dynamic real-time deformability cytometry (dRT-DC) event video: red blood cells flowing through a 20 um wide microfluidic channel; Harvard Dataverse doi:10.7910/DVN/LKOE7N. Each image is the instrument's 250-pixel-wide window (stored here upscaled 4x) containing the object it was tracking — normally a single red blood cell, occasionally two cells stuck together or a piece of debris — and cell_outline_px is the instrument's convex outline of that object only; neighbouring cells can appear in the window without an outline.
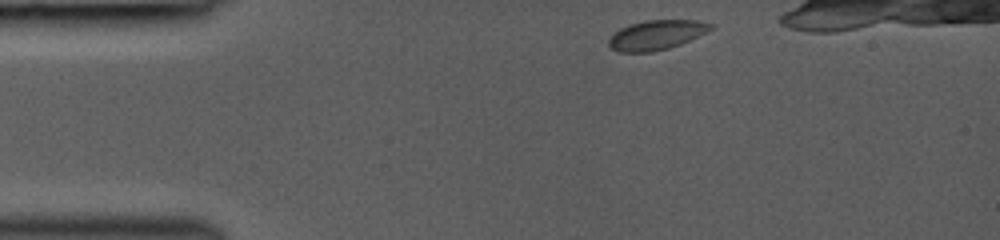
{"species": "common noctule bat (a hibernating species)", "species_latin": "Nyctalus noctula", "temperature_condition": "room temperature", "stored_images_in_passage": 4, "camera_frame_rate_fps": 3000, "um_per_image_px": 0.085, "animal": {"sex": "female", "body_mass_g": 19.0, "forearm_length_mm": 53.3}, "frame": {"image": 1, "passage_image": 1, "time_ms": 0.0, "image_size_px": [1000, 240], "cell_outline_px": [[712, 28], [680, 44], [668, 48], [652, 52], [620, 52], [612, 48], [608, 44], [608, 40], [620, 28], [628, 24], [644, 20], [696, 20], [712, 24]], "centroid_in_image_um": [55.74, 2.96], "position_along_channel_um": 29.3, "area_um2": 17.28}}
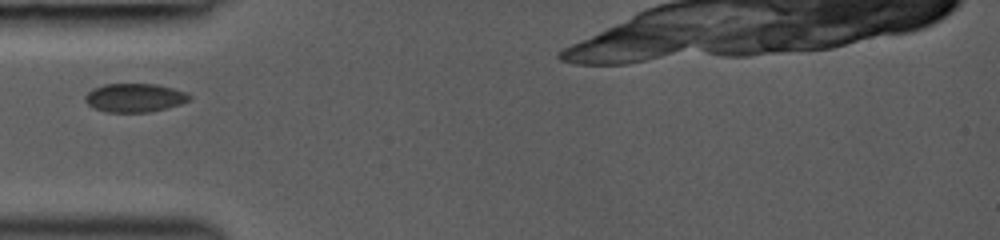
{"frame": {"image": 2, "passage_image": 3, "time_ms": 2.333, "image_size_px": [1000, 240], "cell_outline_px": [[192, 96], [188, 100], [180, 104], [148, 112], [104, 112], [88, 104], [84, 100], [84, 96], [92, 88], [104, 84], [156, 84], [172, 88], [184, 92]], "centroid_in_image_um": [11.4, 8.3], "position_along_channel_um": 73.6, "area_um2": 17.22}}
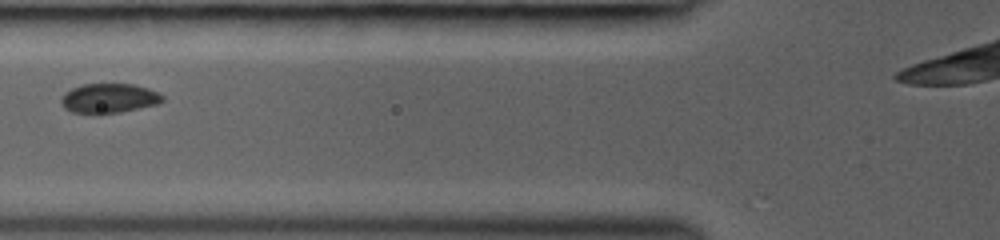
{"frame": {"image": 3, "passage_image": 4, "time_ms": 3.333, "image_size_px": [1000, 240], "cell_outline_px": [[164, 100], [156, 104], [120, 112], [100, 116], [96, 116], [72, 112], [64, 108], [60, 100], [64, 92], [72, 88], [84, 84], [132, 84], [148, 88], [164, 96]], "centroid_in_image_um": [9.21, 8.38], "position_along_channel_um": 116.6, "area_um2": 17.8}}